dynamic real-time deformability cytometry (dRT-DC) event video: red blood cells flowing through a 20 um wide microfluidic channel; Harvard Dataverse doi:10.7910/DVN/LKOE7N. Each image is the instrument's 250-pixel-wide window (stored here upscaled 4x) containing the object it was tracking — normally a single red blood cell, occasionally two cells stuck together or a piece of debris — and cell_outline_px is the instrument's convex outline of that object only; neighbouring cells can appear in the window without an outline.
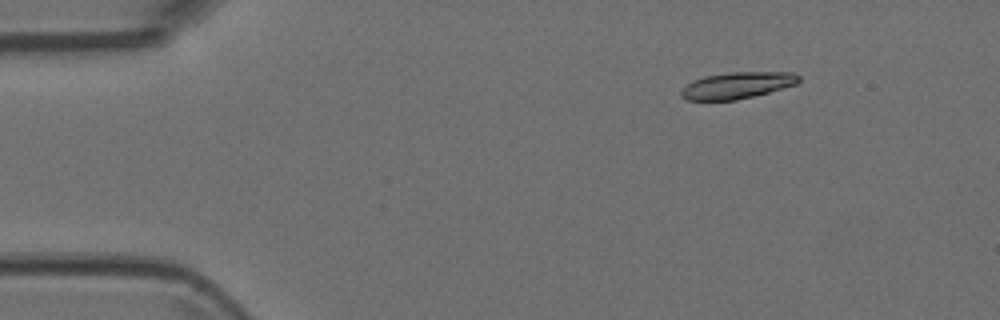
{"species": "Egyptian fruit bat (a non-hibernating species)", "species_latin": "Rousettus aegyptiacus", "temperature_condition": "room temperature", "stored_images_in_passage": 4, "camera_frame_rate_fps": 3000, "um_per_image_px": 0.085, "animal": {"sex": "female"}, "frame": {"image": 1, "passage_image": 1, "time_ms": 0.0, "image_size_px": [1000, 320], "cell_outline_px": [[800, 80], [796, 84], [768, 92], [736, 100], [688, 100], [680, 96], [680, 92], [688, 84], [704, 76], [732, 72], [792, 72], [800, 76]], "centroid_in_image_um": [62.68, 7.25], "position_along_channel_um": 22.3, "area_um2": 17.92}}